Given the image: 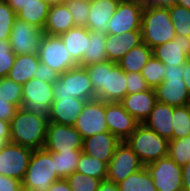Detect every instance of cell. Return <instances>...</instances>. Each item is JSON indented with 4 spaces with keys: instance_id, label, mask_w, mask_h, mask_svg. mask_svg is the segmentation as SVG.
<instances>
[{
    "instance_id": "6da1fadb",
    "label": "cell",
    "mask_w": 190,
    "mask_h": 191,
    "mask_svg": "<svg viewBox=\"0 0 190 191\" xmlns=\"http://www.w3.org/2000/svg\"><path fill=\"white\" fill-rule=\"evenodd\" d=\"M96 98L105 102H120L127 94L126 72L109 60L84 66Z\"/></svg>"
},
{
    "instance_id": "7a4b0ae2",
    "label": "cell",
    "mask_w": 190,
    "mask_h": 191,
    "mask_svg": "<svg viewBox=\"0 0 190 191\" xmlns=\"http://www.w3.org/2000/svg\"><path fill=\"white\" fill-rule=\"evenodd\" d=\"M49 119L18 108L10 121L11 143L30 148L43 149Z\"/></svg>"
},
{
    "instance_id": "3957f363",
    "label": "cell",
    "mask_w": 190,
    "mask_h": 191,
    "mask_svg": "<svg viewBox=\"0 0 190 191\" xmlns=\"http://www.w3.org/2000/svg\"><path fill=\"white\" fill-rule=\"evenodd\" d=\"M142 42L151 49L176 37L168 6H149L142 11Z\"/></svg>"
},
{
    "instance_id": "277c9868",
    "label": "cell",
    "mask_w": 190,
    "mask_h": 191,
    "mask_svg": "<svg viewBox=\"0 0 190 191\" xmlns=\"http://www.w3.org/2000/svg\"><path fill=\"white\" fill-rule=\"evenodd\" d=\"M60 180L53 161V152L33 150L29 166L22 181L23 191H48L53 182Z\"/></svg>"
},
{
    "instance_id": "5b68a950",
    "label": "cell",
    "mask_w": 190,
    "mask_h": 191,
    "mask_svg": "<svg viewBox=\"0 0 190 191\" xmlns=\"http://www.w3.org/2000/svg\"><path fill=\"white\" fill-rule=\"evenodd\" d=\"M125 142L137 154L144 166L168 156L169 140L144 124H139Z\"/></svg>"
},
{
    "instance_id": "8992f818",
    "label": "cell",
    "mask_w": 190,
    "mask_h": 191,
    "mask_svg": "<svg viewBox=\"0 0 190 191\" xmlns=\"http://www.w3.org/2000/svg\"><path fill=\"white\" fill-rule=\"evenodd\" d=\"M53 94L54 99L76 97L87 101L96 98L88 72L79 65L59 75L53 83Z\"/></svg>"
},
{
    "instance_id": "52a82bcc",
    "label": "cell",
    "mask_w": 190,
    "mask_h": 191,
    "mask_svg": "<svg viewBox=\"0 0 190 191\" xmlns=\"http://www.w3.org/2000/svg\"><path fill=\"white\" fill-rule=\"evenodd\" d=\"M166 72L163 82L154 90L156 100L162 104L178 107L190 104V95L183 81V65L164 64Z\"/></svg>"
},
{
    "instance_id": "ba28073f",
    "label": "cell",
    "mask_w": 190,
    "mask_h": 191,
    "mask_svg": "<svg viewBox=\"0 0 190 191\" xmlns=\"http://www.w3.org/2000/svg\"><path fill=\"white\" fill-rule=\"evenodd\" d=\"M22 108L30 113L48 118L54 101L53 83L31 78L22 85Z\"/></svg>"
},
{
    "instance_id": "9c48e42d",
    "label": "cell",
    "mask_w": 190,
    "mask_h": 191,
    "mask_svg": "<svg viewBox=\"0 0 190 191\" xmlns=\"http://www.w3.org/2000/svg\"><path fill=\"white\" fill-rule=\"evenodd\" d=\"M38 56L40 62L59 74L77 66L60 36L44 34L38 49Z\"/></svg>"
},
{
    "instance_id": "30bf717a",
    "label": "cell",
    "mask_w": 190,
    "mask_h": 191,
    "mask_svg": "<svg viewBox=\"0 0 190 191\" xmlns=\"http://www.w3.org/2000/svg\"><path fill=\"white\" fill-rule=\"evenodd\" d=\"M33 150L8 142L0 149V175L23 181Z\"/></svg>"
},
{
    "instance_id": "8fae6325",
    "label": "cell",
    "mask_w": 190,
    "mask_h": 191,
    "mask_svg": "<svg viewBox=\"0 0 190 191\" xmlns=\"http://www.w3.org/2000/svg\"><path fill=\"white\" fill-rule=\"evenodd\" d=\"M145 168L150 173L157 191H183L182 167L169 156L147 164Z\"/></svg>"
},
{
    "instance_id": "7c38bea8",
    "label": "cell",
    "mask_w": 190,
    "mask_h": 191,
    "mask_svg": "<svg viewBox=\"0 0 190 191\" xmlns=\"http://www.w3.org/2000/svg\"><path fill=\"white\" fill-rule=\"evenodd\" d=\"M144 165L137 154L122 141L114 151V155L107 164L106 179L116 184L122 182L130 174L142 169Z\"/></svg>"
},
{
    "instance_id": "4fadbf2b",
    "label": "cell",
    "mask_w": 190,
    "mask_h": 191,
    "mask_svg": "<svg viewBox=\"0 0 190 191\" xmlns=\"http://www.w3.org/2000/svg\"><path fill=\"white\" fill-rule=\"evenodd\" d=\"M74 127L83 139L108 131L105 119V101L98 98L87 100Z\"/></svg>"
},
{
    "instance_id": "5bb4252c",
    "label": "cell",
    "mask_w": 190,
    "mask_h": 191,
    "mask_svg": "<svg viewBox=\"0 0 190 191\" xmlns=\"http://www.w3.org/2000/svg\"><path fill=\"white\" fill-rule=\"evenodd\" d=\"M83 138L74 126L48 122L44 149L48 152L82 150Z\"/></svg>"
},
{
    "instance_id": "9a60e30c",
    "label": "cell",
    "mask_w": 190,
    "mask_h": 191,
    "mask_svg": "<svg viewBox=\"0 0 190 191\" xmlns=\"http://www.w3.org/2000/svg\"><path fill=\"white\" fill-rule=\"evenodd\" d=\"M43 30L16 18L10 34V46L16 55L38 54Z\"/></svg>"
},
{
    "instance_id": "2e32d148",
    "label": "cell",
    "mask_w": 190,
    "mask_h": 191,
    "mask_svg": "<svg viewBox=\"0 0 190 191\" xmlns=\"http://www.w3.org/2000/svg\"><path fill=\"white\" fill-rule=\"evenodd\" d=\"M143 9L136 0H120L109 21L108 34L121 35L128 31L141 30Z\"/></svg>"
},
{
    "instance_id": "e0dca14e",
    "label": "cell",
    "mask_w": 190,
    "mask_h": 191,
    "mask_svg": "<svg viewBox=\"0 0 190 191\" xmlns=\"http://www.w3.org/2000/svg\"><path fill=\"white\" fill-rule=\"evenodd\" d=\"M105 119L108 131L121 142L125 141L140 124L120 102H105Z\"/></svg>"
},
{
    "instance_id": "ac0fdd59",
    "label": "cell",
    "mask_w": 190,
    "mask_h": 191,
    "mask_svg": "<svg viewBox=\"0 0 190 191\" xmlns=\"http://www.w3.org/2000/svg\"><path fill=\"white\" fill-rule=\"evenodd\" d=\"M153 56L163 64L181 66L190 58V36L176 35L167 43L158 45L153 49Z\"/></svg>"
},
{
    "instance_id": "d6986e66",
    "label": "cell",
    "mask_w": 190,
    "mask_h": 191,
    "mask_svg": "<svg viewBox=\"0 0 190 191\" xmlns=\"http://www.w3.org/2000/svg\"><path fill=\"white\" fill-rule=\"evenodd\" d=\"M121 141L111 132H100L83 139L82 152L108 164Z\"/></svg>"
},
{
    "instance_id": "ffe728a7",
    "label": "cell",
    "mask_w": 190,
    "mask_h": 191,
    "mask_svg": "<svg viewBox=\"0 0 190 191\" xmlns=\"http://www.w3.org/2000/svg\"><path fill=\"white\" fill-rule=\"evenodd\" d=\"M85 102L76 97L54 99L50 106L49 122L74 126Z\"/></svg>"
},
{
    "instance_id": "44dd1931",
    "label": "cell",
    "mask_w": 190,
    "mask_h": 191,
    "mask_svg": "<svg viewBox=\"0 0 190 191\" xmlns=\"http://www.w3.org/2000/svg\"><path fill=\"white\" fill-rule=\"evenodd\" d=\"M156 102V93L152 88L138 93L126 94L120 101L124 109L140 124H143L148 118Z\"/></svg>"
},
{
    "instance_id": "7402d4cb",
    "label": "cell",
    "mask_w": 190,
    "mask_h": 191,
    "mask_svg": "<svg viewBox=\"0 0 190 191\" xmlns=\"http://www.w3.org/2000/svg\"><path fill=\"white\" fill-rule=\"evenodd\" d=\"M141 30H133L121 35L106 34L108 60L117 63L131 49L142 44Z\"/></svg>"
},
{
    "instance_id": "603a6c76",
    "label": "cell",
    "mask_w": 190,
    "mask_h": 191,
    "mask_svg": "<svg viewBox=\"0 0 190 191\" xmlns=\"http://www.w3.org/2000/svg\"><path fill=\"white\" fill-rule=\"evenodd\" d=\"M120 0H99L90 3L87 29L108 34L109 21L116 12Z\"/></svg>"
},
{
    "instance_id": "cb8c5ba5",
    "label": "cell",
    "mask_w": 190,
    "mask_h": 191,
    "mask_svg": "<svg viewBox=\"0 0 190 191\" xmlns=\"http://www.w3.org/2000/svg\"><path fill=\"white\" fill-rule=\"evenodd\" d=\"M173 106L156 102L144 125L154 130L161 137L172 140L173 133Z\"/></svg>"
},
{
    "instance_id": "d4e9b609",
    "label": "cell",
    "mask_w": 190,
    "mask_h": 191,
    "mask_svg": "<svg viewBox=\"0 0 190 191\" xmlns=\"http://www.w3.org/2000/svg\"><path fill=\"white\" fill-rule=\"evenodd\" d=\"M73 27H75L73 17L65 3L50 6L43 29L45 34L60 36Z\"/></svg>"
},
{
    "instance_id": "484cf974",
    "label": "cell",
    "mask_w": 190,
    "mask_h": 191,
    "mask_svg": "<svg viewBox=\"0 0 190 191\" xmlns=\"http://www.w3.org/2000/svg\"><path fill=\"white\" fill-rule=\"evenodd\" d=\"M90 31L84 27H73L60 35L66 49L72 60L79 65L89 44Z\"/></svg>"
},
{
    "instance_id": "4316f807",
    "label": "cell",
    "mask_w": 190,
    "mask_h": 191,
    "mask_svg": "<svg viewBox=\"0 0 190 191\" xmlns=\"http://www.w3.org/2000/svg\"><path fill=\"white\" fill-rule=\"evenodd\" d=\"M39 63L38 54L16 55L14 64L7 77L18 84L24 85L33 78Z\"/></svg>"
},
{
    "instance_id": "83f0119b",
    "label": "cell",
    "mask_w": 190,
    "mask_h": 191,
    "mask_svg": "<svg viewBox=\"0 0 190 191\" xmlns=\"http://www.w3.org/2000/svg\"><path fill=\"white\" fill-rule=\"evenodd\" d=\"M152 56L153 50L145 43H142L125 54L117 64L126 73H141L143 67Z\"/></svg>"
},
{
    "instance_id": "f1b7e54d",
    "label": "cell",
    "mask_w": 190,
    "mask_h": 191,
    "mask_svg": "<svg viewBox=\"0 0 190 191\" xmlns=\"http://www.w3.org/2000/svg\"><path fill=\"white\" fill-rule=\"evenodd\" d=\"M90 39L82 62L79 66L100 63L108 60L106 52V34L97 31H90Z\"/></svg>"
},
{
    "instance_id": "f546056e",
    "label": "cell",
    "mask_w": 190,
    "mask_h": 191,
    "mask_svg": "<svg viewBox=\"0 0 190 191\" xmlns=\"http://www.w3.org/2000/svg\"><path fill=\"white\" fill-rule=\"evenodd\" d=\"M50 4L46 0L24 5L17 13V18L43 30L47 21Z\"/></svg>"
},
{
    "instance_id": "4dcf8cb0",
    "label": "cell",
    "mask_w": 190,
    "mask_h": 191,
    "mask_svg": "<svg viewBox=\"0 0 190 191\" xmlns=\"http://www.w3.org/2000/svg\"><path fill=\"white\" fill-rule=\"evenodd\" d=\"M119 191H157L145 166L118 183Z\"/></svg>"
},
{
    "instance_id": "1f68e13d",
    "label": "cell",
    "mask_w": 190,
    "mask_h": 191,
    "mask_svg": "<svg viewBox=\"0 0 190 191\" xmlns=\"http://www.w3.org/2000/svg\"><path fill=\"white\" fill-rule=\"evenodd\" d=\"M81 153L82 150H70L59 153L53 152L55 170L60 179H66L76 171Z\"/></svg>"
},
{
    "instance_id": "d6a6232c",
    "label": "cell",
    "mask_w": 190,
    "mask_h": 191,
    "mask_svg": "<svg viewBox=\"0 0 190 191\" xmlns=\"http://www.w3.org/2000/svg\"><path fill=\"white\" fill-rule=\"evenodd\" d=\"M76 171L96 179L105 180L107 175V164L104 161L82 152Z\"/></svg>"
},
{
    "instance_id": "836d02e7",
    "label": "cell",
    "mask_w": 190,
    "mask_h": 191,
    "mask_svg": "<svg viewBox=\"0 0 190 191\" xmlns=\"http://www.w3.org/2000/svg\"><path fill=\"white\" fill-rule=\"evenodd\" d=\"M172 139H179L190 135V104L173 107Z\"/></svg>"
},
{
    "instance_id": "e575fe53",
    "label": "cell",
    "mask_w": 190,
    "mask_h": 191,
    "mask_svg": "<svg viewBox=\"0 0 190 191\" xmlns=\"http://www.w3.org/2000/svg\"><path fill=\"white\" fill-rule=\"evenodd\" d=\"M176 35L190 36V10L175 3L168 6Z\"/></svg>"
},
{
    "instance_id": "d590c367",
    "label": "cell",
    "mask_w": 190,
    "mask_h": 191,
    "mask_svg": "<svg viewBox=\"0 0 190 191\" xmlns=\"http://www.w3.org/2000/svg\"><path fill=\"white\" fill-rule=\"evenodd\" d=\"M168 156L179 166L190 162V135L169 140Z\"/></svg>"
},
{
    "instance_id": "8d00e7d4",
    "label": "cell",
    "mask_w": 190,
    "mask_h": 191,
    "mask_svg": "<svg viewBox=\"0 0 190 191\" xmlns=\"http://www.w3.org/2000/svg\"><path fill=\"white\" fill-rule=\"evenodd\" d=\"M166 72L164 64L154 56L145 64L141 71V75L146 80L147 85L155 89L163 80Z\"/></svg>"
},
{
    "instance_id": "74e56055",
    "label": "cell",
    "mask_w": 190,
    "mask_h": 191,
    "mask_svg": "<svg viewBox=\"0 0 190 191\" xmlns=\"http://www.w3.org/2000/svg\"><path fill=\"white\" fill-rule=\"evenodd\" d=\"M22 90L21 84L8 77L0 78V97L17 108L22 107Z\"/></svg>"
},
{
    "instance_id": "f35d334b",
    "label": "cell",
    "mask_w": 190,
    "mask_h": 191,
    "mask_svg": "<svg viewBox=\"0 0 190 191\" xmlns=\"http://www.w3.org/2000/svg\"><path fill=\"white\" fill-rule=\"evenodd\" d=\"M65 4L73 17L74 25L87 28L90 3L86 0H66Z\"/></svg>"
},
{
    "instance_id": "ab89813d",
    "label": "cell",
    "mask_w": 190,
    "mask_h": 191,
    "mask_svg": "<svg viewBox=\"0 0 190 191\" xmlns=\"http://www.w3.org/2000/svg\"><path fill=\"white\" fill-rule=\"evenodd\" d=\"M66 181L72 191H98L102 180L75 171L66 178Z\"/></svg>"
},
{
    "instance_id": "60d3db41",
    "label": "cell",
    "mask_w": 190,
    "mask_h": 191,
    "mask_svg": "<svg viewBox=\"0 0 190 191\" xmlns=\"http://www.w3.org/2000/svg\"><path fill=\"white\" fill-rule=\"evenodd\" d=\"M16 18V13L7 2L0 0V40L9 41Z\"/></svg>"
},
{
    "instance_id": "b9f144b4",
    "label": "cell",
    "mask_w": 190,
    "mask_h": 191,
    "mask_svg": "<svg viewBox=\"0 0 190 191\" xmlns=\"http://www.w3.org/2000/svg\"><path fill=\"white\" fill-rule=\"evenodd\" d=\"M15 59L16 54L12 51L10 42L0 40V78L7 77Z\"/></svg>"
},
{
    "instance_id": "7bdbcfd3",
    "label": "cell",
    "mask_w": 190,
    "mask_h": 191,
    "mask_svg": "<svg viewBox=\"0 0 190 191\" xmlns=\"http://www.w3.org/2000/svg\"><path fill=\"white\" fill-rule=\"evenodd\" d=\"M127 94L138 93L150 89L141 73H126Z\"/></svg>"
},
{
    "instance_id": "ee69618b",
    "label": "cell",
    "mask_w": 190,
    "mask_h": 191,
    "mask_svg": "<svg viewBox=\"0 0 190 191\" xmlns=\"http://www.w3.org/2000/svg\"><path fill=\"white\" fill-rule=\"evenodd\" d=\"M59 73L51 69L49 66L40 62L37 69L34 72L33 78L40 79L45 82L54 83L59 79Z\"/></svg>"
},
{
    "instance_id": "f6af8a7d",
    "label": "cell",
    "mask_w": 190,
    "mask_h": 191,
    "mask_svg": "<svg viewBox=\"0 0 190 191\" xmlns=\"http://www.w3.org/2000/svg\"><path fill=\"white\" fill-rule=\"evenodd\" d=\"M17 107L0 97V119L10 122L11 119L15 116Z\"/></svg>"
},
{
    "instance_id": "bcb514c9",
    "label": "cell",
    "mask_w": 190,
    "mask_h": 191,
    "mask_svg": "<svg viewBox=\"0 0 190 191\" xmlns=\"http://www.w3.org/2000/svg\"><path fill=\"white\" fill-rule=\"evenodd\" d=\"M0 191H23L22 182L0 175Z\"/></svg>"
},
{
    "instance_id": "7dc6e473",
    "label": "cell",
    "mask_w": 190,
    "mask_h": 191,
    "mask_svg": "<svg viewBox=\"0 0 190 191\" xmlns=\"http://www.w3.org/2000/svg\"><path fill=\"white\" fill-rule=\"evenodd\" d=\"M10 141V122L0 119V149Z\"/></svg>"
},
{
    "instance_id": "c3c4849f",
    "label": "cell",
    "mask_w": 190,
    "mask_h": 191,
    "mask_svg": "<svg viewBox=\"0 0 190 191\" xmlns=\"http://www.w3.org/2000/svg\"><path fill=\"white\" fill-rule=\"evenodd\" d=\"M143 8L149 6H169L175 2V0H136Z\"/></svg>"
},
{
    "instance_id": "681fc988",
    "label": "cell",
    "mask_w": 190,
    "mask_h": 191,
    "mask_svg": "<svg viewBox=\"0 0 190 191\" xmlns=\"http://www.w3.org/2000/svg\"><path fill=\"white\" fill-rule=\"evenodd\" d=\"M181 176L183 191H190V162L182 166Z\"/></svg>"
},
{
    "instance_id": "f907efd6",
    "label": "cell",
    "mask_w": 190,
    "mask_h": 191,
    "mask_svg": "<svg viewBox=\"0 0 190 191\" xmlns=\"http://www.w3.org/2000/svg\"><path fill=\"white\" fill-rule=\"evenodd\" d=\"M7 4L17 13L26 4L39 3V0H5Z\"/></svg>"
},
{
    "instance_id": "816d5d0a",
    "label": "cell",
    "mask_w": 190,
    "mask_h": 191,
    "mask_svg": "<svg viewBox=\"0 0 190 191\" xmlns=\"http://www.w3.org/2000/svg\"><path fill=\"white\" fill-rule=\"evenodd\" d=\"M48 191H72L66 179H60L52 183Z\"/></svg>"
},
{
    "instance_id": "f5cc1de1",
    "label": "cell",
    "mask_w": 190,
    "mask_h": 191,
    "mask_svg": "<svg viewBox=\"0 0 190 191\" xmlns=\"http://www.w3.org/2000/svg\"><path fill=\"white\" fill-rule=\"evenodd\" d=\"M98 191H119L118 184L107 179L100 182Z\"/></svg>"
},
{
    "instance_id": "db71d44e",
    "label": "cell",
    "mask_w": 190,
    "mask_h": 191,
    "mask_svg": "<svg viewBox=\"0 0 190 191\" xmlns=\"http://www.w3.org/2000/svg\"><path fill=\"white\" fill-rule=\"evenodd\" d=\"M183 81L190 95V58L183 65Z\"/></svg>"
},
{
    "instance_id": "11a10c76",
    "label": "cell",
    "mask_w": 190,
    "mask_h": 191,
    "mask_svg": "<svg viewBox=\"0 0 190 191\" xmlns=\"http://www.w3.org/2000/svg\"><path fill=\"white\" fill-rule=\"evenodd\" d=\"M174 3L190 10V0H175Z\"/></svg>"
},
{
    "instance_id": "9f6ffc18",
    "label": "cell",
    "mask_w": 190,
    "mask_h": 191,
    "mask_svg": "<svg viewBox=\"0 0 190 191\" xmlns=\"http://www.w3.org/2000/svg\"><path fill=\"white\" fill-rule=\"evenodd\" d=\"M50 6L58 5V4H64L66 0H46Z\"/></svg>"
},
{
    "instance_id": "6f0895ef",
    "label": "cell",
    "mask_w": 190,
    "mask_h": 191,
    "mask_svg": "<svg viewBox=\"0 0 190 191\" xmlns=\"http://www.w3.org/2000/svg\"><path fill=\"white\" fill-rule=\"evenodd\" d=\"M86 1L89 2V3H93V2H97L99 0H86Z\"/></svg>"
}]
</instances>
